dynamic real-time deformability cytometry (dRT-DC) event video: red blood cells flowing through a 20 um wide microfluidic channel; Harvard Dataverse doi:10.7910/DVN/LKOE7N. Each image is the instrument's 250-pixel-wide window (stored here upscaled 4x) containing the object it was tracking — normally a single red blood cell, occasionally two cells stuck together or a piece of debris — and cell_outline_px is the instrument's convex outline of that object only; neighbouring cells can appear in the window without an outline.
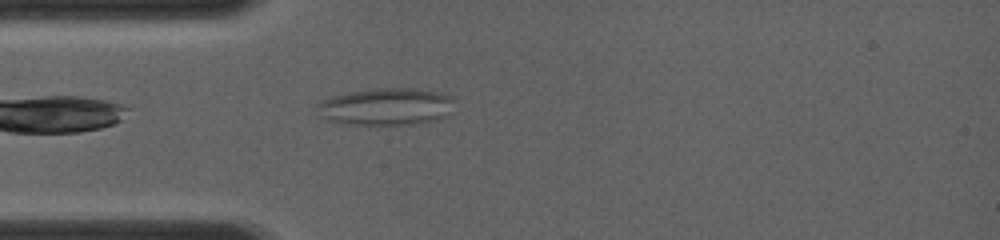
{"species": "common noctule bat (a hibernating species)", "species_latin": "Nyctalus noctula", "temperature_condition": "room temperature", "stored_images_in_passage": 7, "camera_frame_rate_fps": 4000, "um_per_image_px": 0.085, "animal": {"sex": "female", "body_mass_g": 19.0, "forearm_length_mm": 56.7}, "frame": {"image": 1, "passage_image": 2, "time_ms": 0.5, "image_size_px": [1000, 240], "cell_outline_px": [[456, 112], [448, 116], [436, 120], [420, 124], [348, 124], [328, 120], [320, 116], [316, 108], [316, 104], [332, 96], [348, 92], [372, 88], [412, 88], [440, 92], [452, 96]], "centroid_in_image_um": [32.9, 9.06], "position_along_channel_um": 52.1, "area_um2": 30.29}}
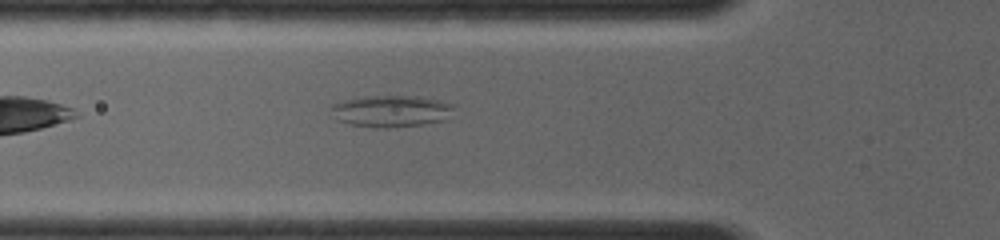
{"frame": {"image": 2, "passage_image": 4, "time_ms": 1.5, "image_size_px": [1000, 240], "cell_outline_px": [[456, 104], [440, 120], [420, 124], [352, 124], [336, 120], [328, 108], [332, 104], [344, 100], [364, 96], [420, 96]], "centroid_in_image_um": [33.16, 9.36], "position_along_channel_um": 92.6, "area_um2": 21.27}}
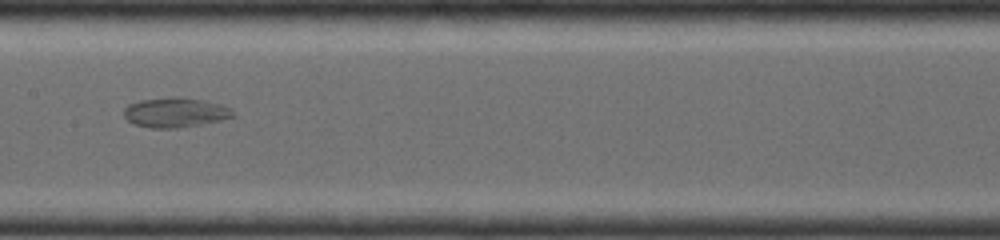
{"frame": {"image": 3, "passage_image": 7, "time_ms": 3.75, "image_size_px": [1000, 240], "cell_outline_px": [[236, 116], [220, 120], [200, 124], [176, 128], [152, 128], [136, 124], [128, 120], [124, 116], [124, 108], [128, 104], [140, 100], [168, 96], [176, 96], [204, 100], [220, 104], [232, 108], [236, 112]], "centroid_in_image_um": [14.92, 9.54], "position_along_channel_um": 192.5, "area_um2": 19.07}}